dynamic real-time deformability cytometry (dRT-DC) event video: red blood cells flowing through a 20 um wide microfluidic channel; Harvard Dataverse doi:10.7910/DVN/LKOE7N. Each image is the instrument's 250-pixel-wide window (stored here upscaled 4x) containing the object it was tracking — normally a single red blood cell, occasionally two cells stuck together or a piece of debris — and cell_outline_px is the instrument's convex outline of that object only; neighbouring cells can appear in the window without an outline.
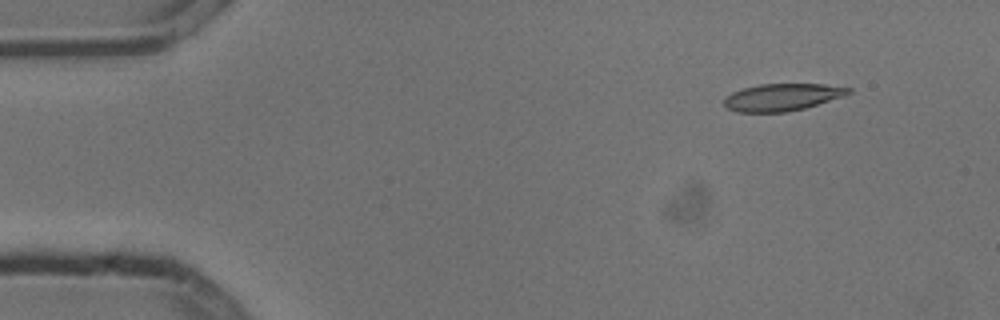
{"species": "common noctule bat (a hibernating species)", "species_latin": "Nyctalus noctula", "temperature_condition": "cold", "stored_images_in_passage": 4, "camera_frame_rate_fps": 3000, "um_per_image_px": 0.085, "animal": {"sex": "male", "body_mass_g": 13.3}, "frame": {"image": 1, "passage_image": 2, "time_ms": 0.333, "image_size_px": [1000, 320], "cell_outline_px": [[852, 92], [844, 96], [804, 108], [788, 112], [736, 112], [728, 108], [724, 104], [724, 96], [732, 92], [744, 88], [760, 84], [824, 84], [852, 88]], "centroid_in_image_um": [66.48, 8.26], "position_along_channel_um": 18.5, "area_um2": 19.71}}